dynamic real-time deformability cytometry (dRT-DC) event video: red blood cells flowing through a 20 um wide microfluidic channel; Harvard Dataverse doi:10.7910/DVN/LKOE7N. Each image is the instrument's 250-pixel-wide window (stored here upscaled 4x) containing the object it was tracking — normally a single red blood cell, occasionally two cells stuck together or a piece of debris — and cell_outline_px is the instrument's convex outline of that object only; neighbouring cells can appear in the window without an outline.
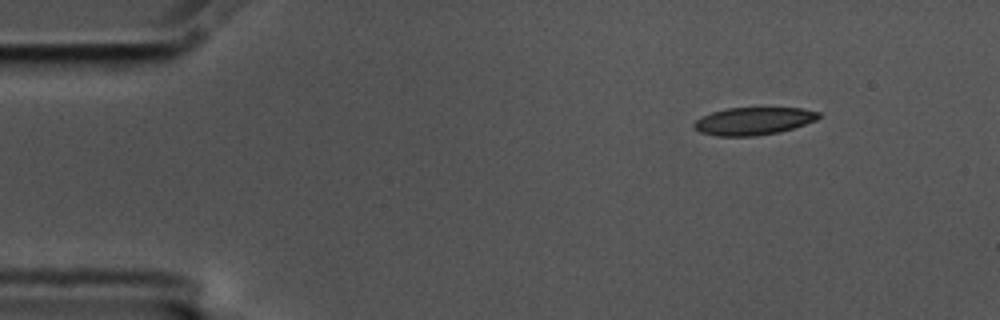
{"species": "common noctule bat (a hibernating species)", "species_latin": "Nyctalus noctula", "temperature_condition": "cold", "stored_images_in_passage": 44, "camera_frame_rate_fps": 3000, "um_per_image_px": 0.085, "animal": {"sex": "male", "body_mass_g": 17.5, "forearm_length_mm": 52.3}, "frame": {"image": 1, "passage_image": 1, "time_ms": 0.0, "image_size_px": [1000, 320], "cell_outline_px": [[824, 116], [816, 120], [780, 132], [752, 136], [716, 136], [700, 132], [692, 128], [692, 124], [696, 120], [712, 112], [728, 108], [804, 108], [820, 112]], "centroid_in_image_um": [64.06, 10.29], "position_along_channel_um": 20.9, "area_um2": 20.11}}
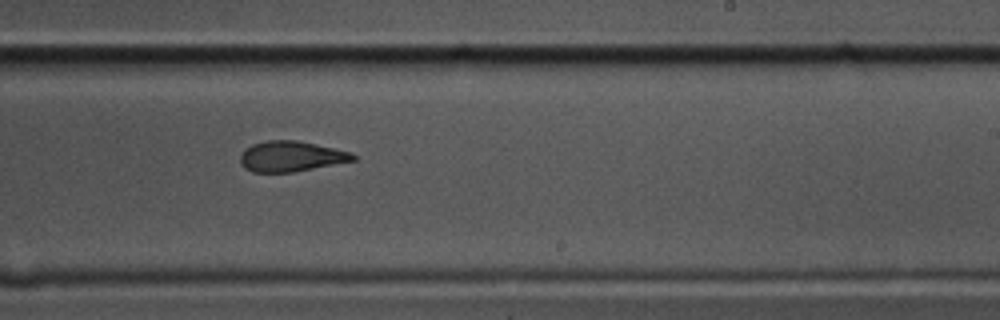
{"frame": {"image": 2, "passage_image": 28, "time_ms": 9.0, "image_size_px": [1000, 320], "cell_outline_px": [[356, 160], [292, 172], [252, 172], [244, 168], [240, 164], [240, 156], [244, 148], [252, 144], [264, 140], [296, 140], [316, 144], [352, 152], [356, 156]], "centroid_in_image_um": [24.7, 13.28], "position_along_channel_um": 264.3, "area_um2": 20.11}}
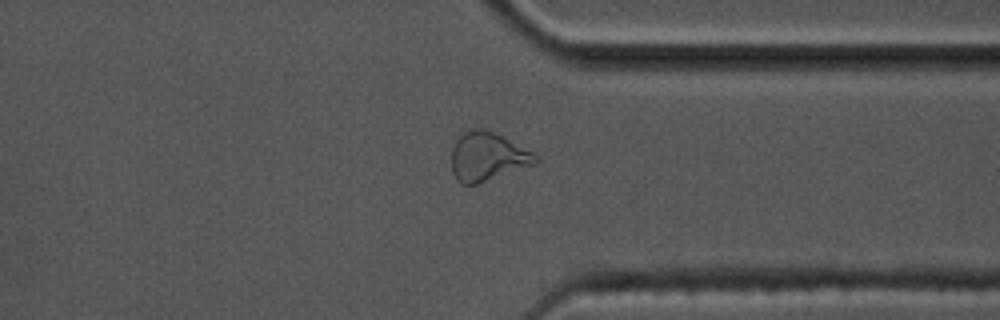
{"frame": {"image": 3, "passage_image": 37, "time_ms": 12.0, "image_size_px": [1000, 320], "cell_outline_px": [[540, 160], [536, 164], [476, 184], [460, 184], [456, 180], [452, 172], [452, 148], [456, 132], [468, 128], [484, 128], [532, 152]], "centroid_in_image_um": [41.35, 13.29], "position_along_channel_um": 370.0, "area_um2": 24.04}, "authors_computed_cell_mechanics": {"area_um2": 20.8947, "velocity_mm_per_s": 3.5752, "shape_relaxation_time_tau1_ms": 10.4818, "shape_relaxation_time_tau2_ms": 2.1178, "deformation_change_tau1": 0.264, "deformation_change_tau2": 0.1055}}